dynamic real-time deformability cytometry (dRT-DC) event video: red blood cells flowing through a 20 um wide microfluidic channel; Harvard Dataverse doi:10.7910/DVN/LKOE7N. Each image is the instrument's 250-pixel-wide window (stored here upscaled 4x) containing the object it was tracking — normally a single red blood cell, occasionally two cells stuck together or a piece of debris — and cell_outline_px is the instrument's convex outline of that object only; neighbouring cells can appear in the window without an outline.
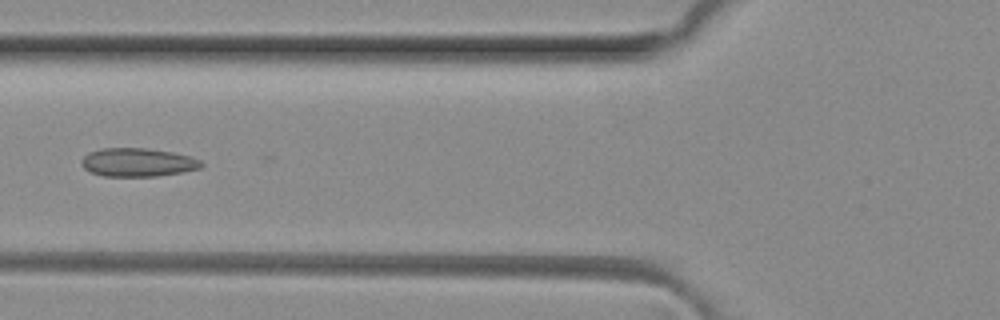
{"species": "common noctule bat (a hibernating species)", "species_latin": "Nyctalus noctula", "temperature_condition": "room temperature", "stored_images_in_passage": 4, "camera_frame_rate_fps": 3000, "um_per_image_px": 0.085, "animal": {"sex": "female", "body_mass_g": 29.2, "forearm_length_mm": 56.3}, "frame": {"image": 1, "passage_image": 4, "time_ms": 1.0, "image_size_px": [1000, 320], "cell_outline_px": [[204, 164], [200, 168], [184, 172], [156, 176], [104, 176], [92, 172], [84, 168], [80, 164], [80, 160], [88, 152], [100, 148], [144, 148], [172, 152], [192, 156], [200, 160]], "centroid_in_image_um": [11.71, 13.79], "position_along_channel_um": 114.1, "area_um2": 20.0}}